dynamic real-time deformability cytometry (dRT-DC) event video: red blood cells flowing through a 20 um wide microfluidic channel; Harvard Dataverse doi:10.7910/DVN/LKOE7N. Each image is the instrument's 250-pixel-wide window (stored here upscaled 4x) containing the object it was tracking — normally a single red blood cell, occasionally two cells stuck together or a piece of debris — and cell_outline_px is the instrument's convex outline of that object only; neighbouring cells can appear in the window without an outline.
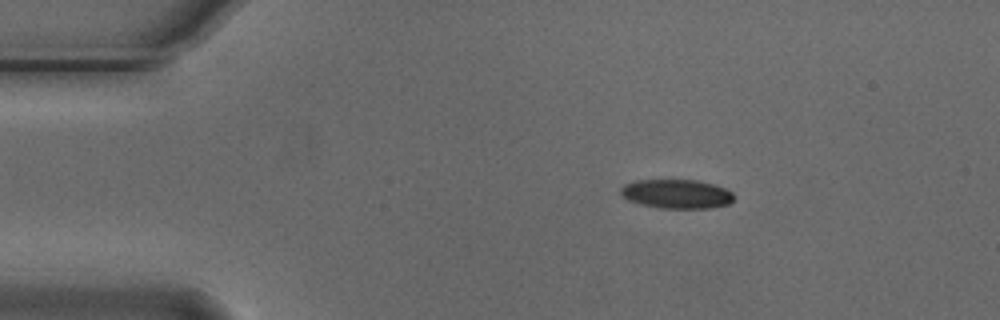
{"species": "Egyptian fruit bat (a non-hibernating species)", "species_latin": "Rousettus aegyptiacus", "temperature_condition": "cold", "stored_images_in_passage": 55, "camera_frame_rate_fps": 3000, "um_per_image_px": 0.085, "animal": {"sex": "male"}, "frame": {"image": 1, "passage_image": 9, "time_ms": 2.667, "image_size_px": [1000, 320], "cell_outline_px": [[736, 196], [728, 204], [712, 208], [660, 208], [640, 204], [628, 200], [620, 196], [620, 188], [624, 184], [636, 180], [696, 180], [716, 184], [732, 192]], "centroid_in_image_um": [57.5, 16.48], "position_along_channel_um": 27.5, "area_um2": 19.42}}
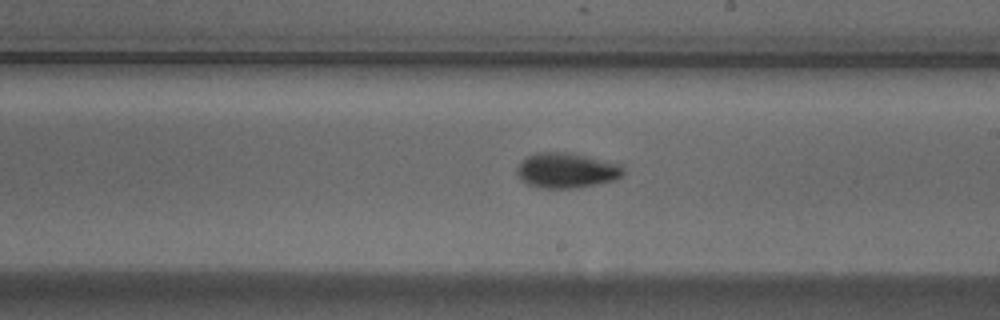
{"frame": {"image": 2, "passage_image": 31, "time_ms": 10.0, "image_size_px": [1000, 320], "cell_outline_px": [[624, 172], [616, 180], [576, 188], [540, 188], [528, 184], [520, 180], [516, 172], [516, 168], [528, 156], [536, 152], [568, 152], [620, 164], [624, 168]], "centroid_in_image_um": [48.14, 14.49], "position_along_channel_um": 240.9, "area_um2": 21.73}}
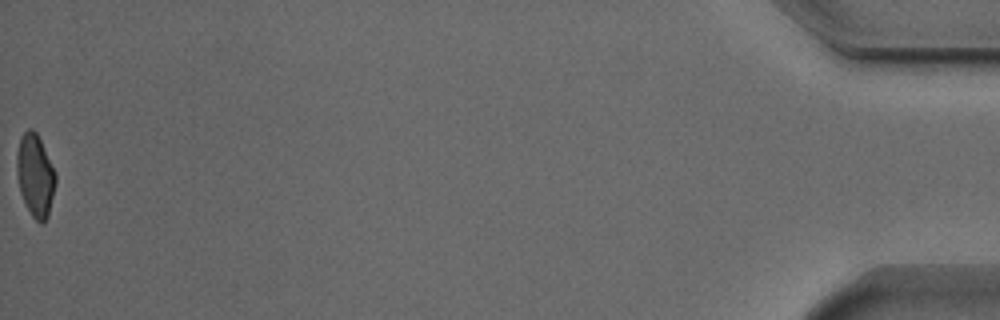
{"frame": {"image": 3, "passage_image": 55, "time_ms": 18.0, "image_size_px": [1000, 320], "cell_outline_px": [[56, 184], [48, 216], [44, 224], [40, 224], [32, 216], [20, 192], [16, 172], [16, 156], [20, 136], [28, 128], [32, 128], [36, 132], [56, 172]], "centroid_in_image_um": [2.99, 14.91], "position_along_channel_um": 432.2, "area_um2": 18.79}, "authors_computed_cell_mechanics": {"area_um2": 19.8832, "velocity_mm_per_s": 3.7153, "shape_relaxation_time_tau1_ms": 4.5284, "shape_relaxation_time_tau2_ms": 5.7207, "deformation_change_tau1": 0.1357, "deformation_change_tau2": 0.0973}}